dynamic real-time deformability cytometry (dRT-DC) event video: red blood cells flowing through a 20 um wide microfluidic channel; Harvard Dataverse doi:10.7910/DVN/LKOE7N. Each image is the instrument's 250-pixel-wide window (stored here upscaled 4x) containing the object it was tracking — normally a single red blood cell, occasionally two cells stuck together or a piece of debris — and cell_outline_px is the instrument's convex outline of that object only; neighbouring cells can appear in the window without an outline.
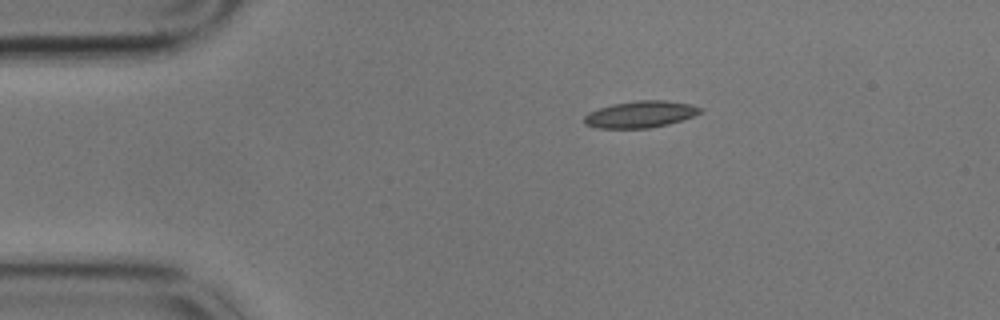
{"species": "common noctule bat (a hibernating species)", "species_latin": "Nyctalus noctula", "temperature_condition": "cold", "stored_images_in_passage": 11, "camera_frame_rate_fps": 3000, "um_per_image_px": 0.085, "animal": {"sex": "male", "body_mass_g": 17.9}, "frame": {"image": 1, "passage_image": 1, "time_ms": 0.0, "image_size_px": [1000, 320], "cell_outline_px": [[704, 112], [668, 124], [648, 128], [596, 128], [584, 124], [584, 116], [588, 112], [612, 104], [636, 100], [664, 100], [692, 104], [704, 108]], "centroid_in_image_um": [54.45, 9.71], "position_along_channel_um": 30.6, "area_um2": 18.15}}
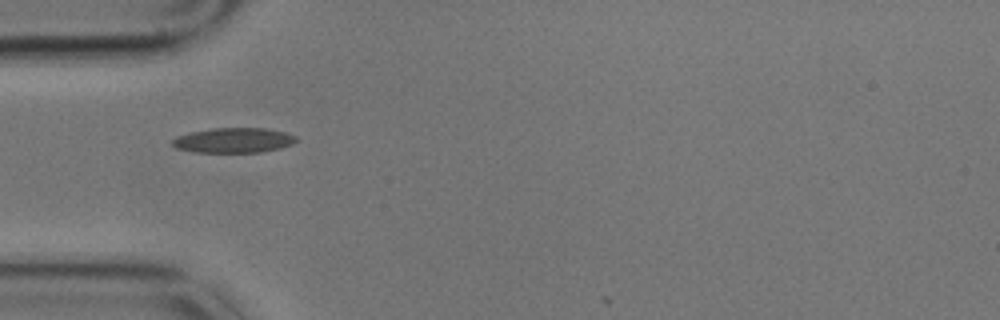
{"frame": {"image": 2, "passage_image": 8, "time_ms": 2.333, "image_size_px": [1000, 320], "cell_outline_px": [[300, 140], [292, 144], [280, 148], [264, 152], [192, 152], [176, 148], [172, 144], [172, 140], [176, 136], [192, 132], [212, 128], [264, 128], [284, 132], [296, 136]], "centroid_in_image_um": [19.87, 11.93], "position_along_channel_um": 65.1, "area_um2": 18.09}}